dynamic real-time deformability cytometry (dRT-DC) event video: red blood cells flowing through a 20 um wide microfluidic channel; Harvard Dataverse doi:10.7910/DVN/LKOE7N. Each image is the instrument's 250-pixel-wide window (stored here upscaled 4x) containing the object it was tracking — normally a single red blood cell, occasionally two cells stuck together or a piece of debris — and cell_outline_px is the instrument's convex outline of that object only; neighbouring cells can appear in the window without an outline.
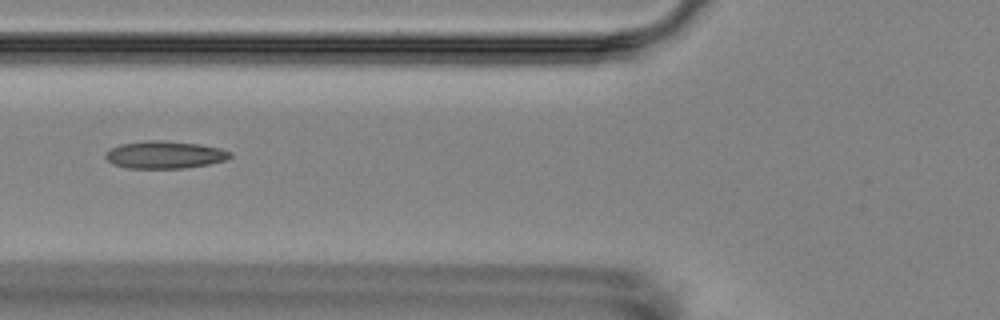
{"species": "Egyptian fruit bat (a non-hibernating species)", "species_latin": "Rousettus aegyptiacus", "temperature_condition": "room temperature", "stored_images_in_passage": 9, "camera_frame_rate_fps": 3000, "um_per_image_px": 0.085, "animal": {"sex": "female"}, "frame": {"image": 1, "passage_image": 6, "time_ms": 6.0, "image_size_px": [1000, 320], "cell_outline_px": [[232, 156], [228, 160], [208, 164], [184, 168], [128, 168], [112, 164], [104, 156], [112, 148], [120, 144], [148, 140], [160, 140], [200, 144], [220, 148], [232, 152]], "centroid_in_image_um": [14.04, 13.15], "position_along_channel_um": 111.8, "area_um2": 19.94}}
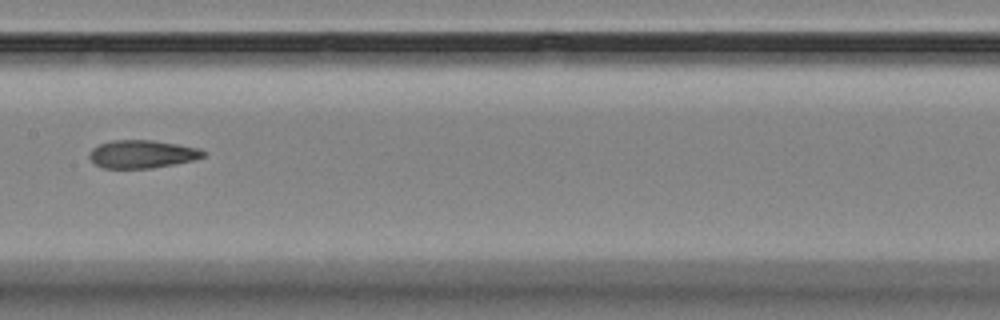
{"frame": {"image": 2, "passage_image": 8, "time_ms": 8.333, "image_size_px": [1000, 320], "cell_outline_px": [[204, 156], [192, 160], [152, 168], [104, 168], [96, 164], [88, 156], [88, 152], [92, 148], [100, 144], [112, 140], [152, 140], [200, 148], [204, 152]], "centroid_in_image_um": [12.04, 13.09], "position_along_channel_um": 195.4, "area_um2": 18.38}}
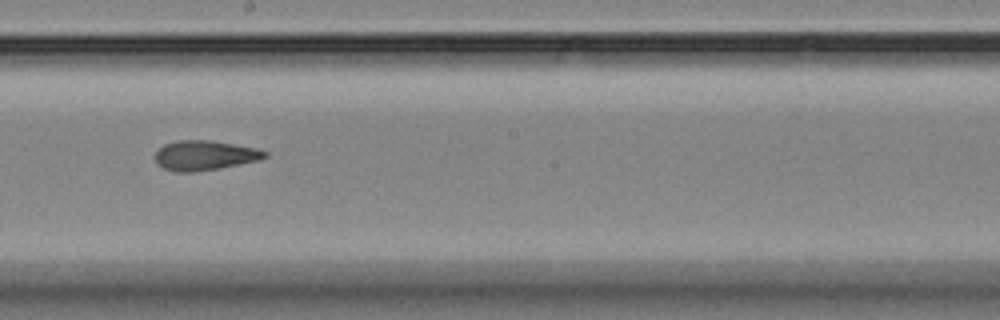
{"frame": {"image": 3, "passage_image": 9, "time_ms": 9.333, "image_size_px": [1000, 320], "cell_outline_px": [[268, 156], [260, 160], [196, 172], [176, 172], [164, 168], [156, 164], [152, 156], [164, 144], [176, 140], [212, 140], [256, 148], [268, 152]], "centroid_in_image_um": [17.36, 13.2], "position_along_channel_um": 230.8, "area_um2": 19.19}}